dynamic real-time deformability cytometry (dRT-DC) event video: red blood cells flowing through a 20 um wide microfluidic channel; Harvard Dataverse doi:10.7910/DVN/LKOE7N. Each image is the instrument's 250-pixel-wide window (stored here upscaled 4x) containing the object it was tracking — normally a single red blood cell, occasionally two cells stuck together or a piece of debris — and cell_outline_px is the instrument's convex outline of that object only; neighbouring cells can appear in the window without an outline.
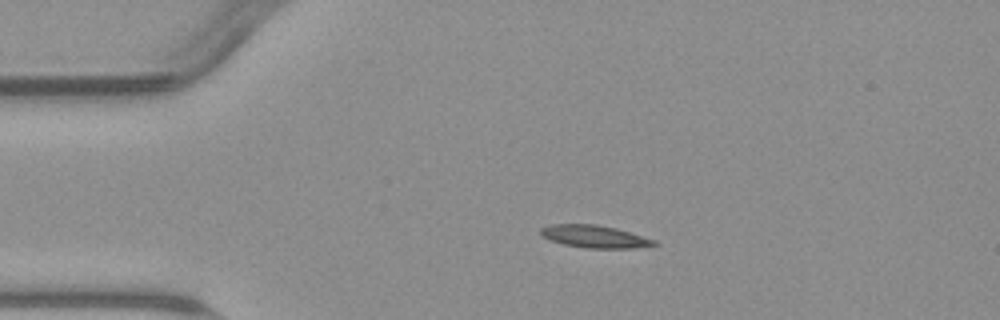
{"species": "common noctule bat (a hibernating species)", "species_latin": "Nyctalus noctula", "temperature_condition": "warm", "stored_images_in_passage": 2, "camera_frame_rate_fps": 3000, "um_per_image_px": 0.085, "animal": {"sex": "male", "body_mass_g": 23.1, "forearm_length_mm": 52.7}, "frame": {"image": 1, "passage_image": 1, "time_ms": 0.0, "image_size_px": [1000, 320], "cell_outline_px": [[660, 244], [632, 248], [588, 248], [564, 244], [552, 240], [544, 236], [540, 232], [540, 228], [552, 224], [596, 224], [616, 228], [656, 240]], "centroid_in_image_um": [50.57, 20.1], "position_along_channel_um": 34.4, "area_um2": 14.68}}